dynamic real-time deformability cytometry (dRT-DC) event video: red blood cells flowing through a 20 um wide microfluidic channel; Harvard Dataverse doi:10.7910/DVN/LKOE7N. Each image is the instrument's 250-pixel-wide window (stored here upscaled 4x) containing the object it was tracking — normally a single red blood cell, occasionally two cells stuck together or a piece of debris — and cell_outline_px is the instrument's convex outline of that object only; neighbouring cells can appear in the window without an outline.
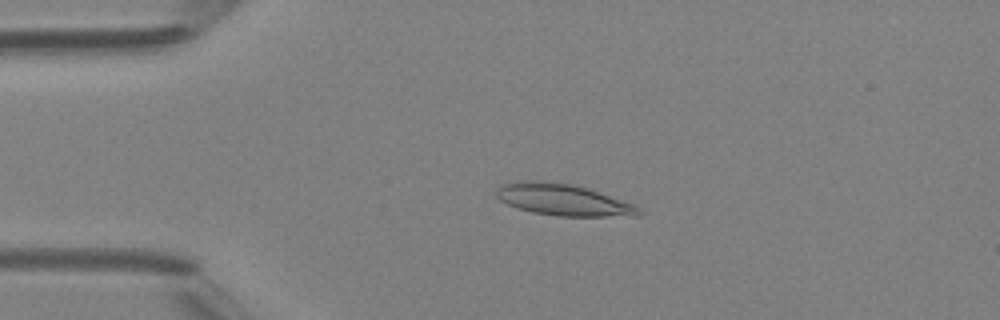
{"species": "Egyptian fruit bat (a non-hibernating species)", "species_latin": "Rousettus aegyptiacus", "temperature_condition": "room temperature", "stored_images_in_passage": 4, "camera_frame_rate_fps": 3000, "um_per_image_px": 0.085, "animal": {"sex": "female"}, "frame": {"image": 1, "passage_image": 3, "time_ms": 2.333, "image_size_px": [1000, 320], "cell_outline_px": [[644, 212], [640, 216], [560, 216], [532, 212], [516, 208], [500, 200], [496, 196], [496, 192], [500, 184], [520, 180], [536, 180], [572, 184], [588, 188], [632, 204], [640, 208]], "centroid_in_image_um": [47.85, 16.98], "position_along_channel_um": 37.2, "area_um2": 26.24}}